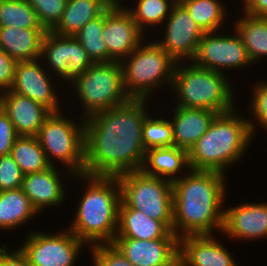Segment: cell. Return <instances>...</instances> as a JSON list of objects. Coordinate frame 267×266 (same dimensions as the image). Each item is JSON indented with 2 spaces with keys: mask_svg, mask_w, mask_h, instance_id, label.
Returning <instances> with one entry per match:
<instances>
[{
  "mask_svg": "<svg viewBox=\"0 0 267 266\" xmlns=\"http://www.w3.org/2000/svg\"><path fill=\"white\" fill-rule=\"evenodd\" d=\"M147 102L131 99L85 118V174L117 177L141 170L143 121L150 112Z\"/></svg>",
  "mask_w": 267,
  "mask_h": 266,
  "instance_id": "1",
  "label": "cell"
},
{
  "mask_svg": "<svg viewBox=\"0 0 267 266\" xmlns=\"http://www.w3.org/2000/svg\"><path fill=\"white\" fill-rule=\"evenodd\" d=\"M226 176L190 169L172 183L173 232L178 238L222 232L228 196Z\"/></svg>",
  "mask_w": 267,
  "mask_h": 266,
  "instance_id": "2",
  "label": "cell"
},
{
  "mask_svg": "<svg viewBox=\"0 0 267 266\" xmlns=\"http://www.w3.org/2000/svg\"><path fill=\"white\" fill-rule=\"evenodd\" d=\"M83 194L68 229L88 247L112 243L118 230L120 185L116 176L75 175Z\"/></svg>",
  "mask_w": 267,
  "mask_h": 266,
  "instance_id": "3",
  "label": "cell"
},
{
  "mask_svg": "<svg viewBox=\"0 0 267 266\" xmlns=\"http://www.w3.org/2000/svg\"><path fill=\"white\" fill-rule=\"evenodd\" d=\"M237 109L217 114L208 130L189 149L188 160L192 170L227 175L226 168L233 167L246 156L254 137L247 117L239 115Z\"/></svg>",
  "mask_w": 267,
  "mask_h": 266,
  "instance_id": "4",
  "label": "cell"
},
{
  "mask_svg": "<svg viewBox=\"0 0 267 266\" xmlns=\"http://www.w3.org/2000/svg\"><path fill=\"white\" fill-rule=\"evenodd\" d=\"M186 63L178 62L174 70L170 90L175 95L174 106L211 110L218 114L237 106L230 74L198 67L191 61Z\"/></svg>",
  "mask_w": 267,
  "mask_h": 266,
  "instance_id": "5",
  "label": "cell"
},
{
  "mask_svg": "<svg viewBox=\"0 0 267 266\" xmlns=\"http://www.w3.org/2000/svg\"><path fill=\"white\" fill-rule=\"evenodd\" d=\"M121 65L124 88L129 97L149 100L159 88L171 89L177 62L155 39L145 38Z\"/></svg>",
  "mask_w": 267,
  "mask_h": 266,
  "instance_id": "6",
  "label": "cell"
},
{
  "mask_svg": "<svg viewBox=\"0 0 267 266\" xmlns=\"http://www.w3.org/2000/svg\"><path fill=\"white\" fill-rule=\"evenodd\" d=\"M65 113V115H64ZM65 111L52 112L39 129L36 138L45 152L48 163L65 168V179L84 174L85 169V119L79 122Z\"/></svg>",
  "mask_w": 267,
  "mask_h": 266,
  "instance_id": "7",
  "label": "cell"
},
{
  "mask_svg": "<svg viewBox=\"0 0 267 266\" xmlns=\"http://www.w3.org/2000/svg\"><path fill=\"white\" fill-rule=\"evenodd\" d=\"M70 85L81 104L84 119L131 100L124 88L121 62L93 63Z\"/></svg>",
  "mask_w": 267,
  "mask_h": 266,
  "instance_id": "8",
  "label": "cell"
},
{
  "mask_svg": "<svg viewBox=\"0 0 267 266\" xmlns=\"http://www.w3.org/2000/svg\"><path fill=\"white\" fill-rule=\"evenodd\" d=\"M120 185L119 208H132L162 221L173 232L172 182L149 176L141 170L117 176Z\"/></svg>",
  "mask_w": 267,
  "mask_h": 266,
  "instance_id": "9",
  "label": "cell"
},
{
  "mask_svg": "<svg viewBox=\"0 0 267 266\" xmlns=\"http://www.w3.org/2000/svg\"><path fill=\"white\" fill-rule=\"evenodd\" d=\"M58 233L29 230L19 248L31 266H75L88 245L68 228ZM28 234V235H27Z\"/></svg>",
  "mask_w": 267,
  "mask_h": 266,
  "instance_id": "10",
  "label": "cell"
},
{
  "mask_svg": "<svg viewBox=\"0 0 267 266\" xmlns=\"http://www.w3.org/2000/svg\"><path fill=\"white\" fill-rule=\"evenodd\" d=\"M47 71L59 78L62 85L72 83L92 64L86 50L74 36L47 31L42 41L41 57Z\"/></svg>",
  "mask_w": 267,
  "mask_h": 266,
  "instance_id": "11",
  "label": "cell"
},
{
  "mask_svg": "<svg viewBox=\"0 0 267 266\" xmlns=\"http://www.w3.org/2000/svg\"><path fill=\"white\" fill-rule=\"evenodd\" d=\"M230 32L232 34L230 35ZM225 32H205L201 38L195 57L191 62L196 66L210 69L222 74L227 70L254 65L250 60L246 48L234 30ZM222 33V34H221ZM225 33V34H224ZM225 69V71H224Z\"/></svg>",
  "mask_w": 267,
  "mask_h": 266,
  "instance_id": "12",
  "label": "cell"
},
{
  "mask_svg": "<svg viewBox=\"0 0 267 266\" xmlns=\"http://www.w3.org/2000/svg\"><path fill=\"white\" fill-rule=\"evenodd\" d=\"M160 30L161 33L164 31V36L155 41L177 63L193 60L198 44L205 33L178 0L172 6L170 14Z\"/></svg>",
  "mask_w": 267,
  "mask_h": 266,
  "instance_id": "13",
  "label": "cell"
},
{
  "mask_svg": "<svg viewBox=\"0 0 267 266\" xmlns=\"http://www.w3.org/2000/svg\"><path fill=\"white\" fill-rule=\"evenodd\" d=\"M146 36L118 0L103 13V40L107 47V62H122Z\"/></svg>",
  "mask_w": 267,
  "mask_h": 266,
  "instance_id": "14",
  "label": "cell"
},
{
  "mask_svg": "<svg viewBox=\"0 0 267 266\" xmlns=\"http://www.w3.org/2000/svg\"><path fill=\"white\" fill-rule=\"evenodd\" d=\"M54 79L59 82V79L50 75L40 58L32 61H17L10 90L45 105L52 112H59L65 110L62 108L65 106L59 100L62 98H59L60 94L56 88L58 84Z\"/></svg>",
  "mask_w": 267,
  "mask_h": 266,
  "instance_id": "15",
  "label": "cell"
},
{
  "mask_svg": "<svg viewBox=\"0 0 267 266\" xmlns=\"http://www.w3.org/2000/svg\"><path fill=\"white\" fill-rule=\"evenodd\" d=\"M112 244L133 266H178L179 239L115 237Z\"/></svg>",
  "mask_w": 267,
  "mask_h": 266,
  "instance_id": "16",
  "label": "cell"
},
{
  "mask_svg": "<svg viewBox=\"0 0 267 266\" xmlns=\"http://www.w3.org/2000/svg\"><path fill=\"white\" fill-rule=\"evenodd\" d=\"M231 241H250L267 238V202H244L224 207L221 234Z\"/></svg>",
  "mask_w": 267,
  "mask_h": 266,
  "instance_id": "17",
  "label": "cell"
},
{
  "mask_svg": "<svg viewBox=\"0 0 267 266\" xmlns=\"http://www.w3.org/2000/svg\"><path fill=\"white\" fill-rule=\"evenodd\" d=\"M226 247L214 234L180 237L178 266H238Z\"/></svg>",
  "mask_w": 267,
  "mask_h": 266,
  "instance_id": "18",
  "label": "cell"
},
{
  "mask_svg": "<svg viewBox=\"0 0 267 266\" xmlns=\"http://www.w3.org/2000/svg\"><path fill=\"white\" fill-rule=\"evenodd\" d=\"M0 107L19 136H36L52 111L45 105L11 90L0 93Z\"/></svg>",
  "mask_w": 267,
  "mask_h": 266,
  "instance_id": "19",
  "label": "cell"
},
{
  "mask_svg": "<svg viewBox=\"0 0 267 266\" xmlns=\"http://www.w3.org/2000/svg\"><path fill=\"white\" fill-rule=\"evenodd\" d=\"M58 167L60 166H50L44 171L25 174L23 177L21 189L39 214L47 207L61 206L68 197Z\"/></svg>",
  "mask_w": 267,
  "mask_h": 266,
  "instance_id": "20",
  "label": "cell"
},
{
  "mask_svg": "<svg viewBox=\"0 0 267 266\" xmlns=\"http://www.w3.org/2000/svg\"><path fill=\"white\" fill-rule=\"evenodd\" d=\"M172 118L174 146L189 151V149L208 130L217 112L204 109L173 106Z\"/></svg>",
  "mask_w": 267,
  "mask_h": 266,
  "instance_id": "21",
  "label": "cell"
},
{
  "mask_svg": "<svg viewBox=\"0 0 267 266\" xmlns=\"http://www.w3.org/2000/svg\"><path fill=\"white\" fill-rule=\"evenodd\" d=\"M190 169L188 151L176 146L146 150L141 166V171L146 175L156 176L172 183L182 176L183 170L186 172Z\"/></svg>",
  "mask_w": 267,
  "mask_h": 266,
  "instance_id": "22",
  "label": "cell"
},
{
  "mask_svg": "<svg viewBox=\"0 0 267 266\" xmlns=\"http://www.w3.org/2000/svg\"><path fill=\"white\" fill-rule=\"evenodd\" d=\"M44 28L0 27V49L16 61H32L41 57Z\"/></svg>",
  "mask_w": 267,
  "mask_h": 266,
  "instance_id": "23",
  "label": "cell"
},
{
  "mask_svg": "<svg viewBox=\"0 0 267 266\" xmlns=\"http://www.w3.org/2000/svg\"><path fill=\"white\" fill-rule=\"evenodd\" d=\"M116 237L139 240L179 239L162 221L132 208H119Z\"/></svg>",
  "mask_w": 267,
  "mask_h": 266,
  "instance_id": "24",
  "label": "cell"
},
{
  "mask_svg": "<svg viewBox=\"0 0 267 266\" xmlns=\"http://www.w3.org/2000/svg\"><path fill=\"white\" fill-rule=\"evenodd\" d=\"M116 0H67L59 23L51 30L74 36L86 23L102 15Z\"/></svg>",
  "mask_w": 267,
  "mask_h": 266,
  "instance_id": "25",
  "label": "cell"
},
{
  "mask_svg": "<svg viewBox=\"0 0 267 266\" xmlns=\"http://www.w3.org/2000/svg\"><path fill=\"white\" fill-rule=\"evenodd\" d=\"M37 215L29 197L21 188L0 191V231L11 232L27 224Z\"/></svg>",
  "mask_w": 267,
  "mask_h": 266,
  "instance_id": "26",
  "label": "cell"
},
{
  "mask_svg": "<svg viewBox=\"0 0 267 266\" xmlns=\"http://www.w3.org/2000/svg\"><path fill=\"white\" fill-rule=\"evenodd\" d=\"M253 64L267 56V19L242 13L233 23Z\"/></svg>",
  "mask_w": 267,
  "mask_h": 266,
  "instance_id": "27",
  "label": "cell"
},
{
  "mask_svg": "<svg viewBox=\"0 0 267 266\" xmlns=\"http://www.w3.org/2000/svg\"><path fill=\"white\" fill-rule=\"evenodd\" d=\"M118 1L131 14L138 28L145 35L149 36L151 33L150 38L154 36L152 35L153 32L155 34L157 32L154 27L160 28L162 26L169 16L172 6L177 2V0H137L138 2H135L134 7H127V4L123 3L122 0Z\"/></svg>",
  "mask_w": 267,
  "mask_h": 266,
  "instance_id": "28",
  "label": "cell"
},
{
  "mask_svg": "<svg viewBox=\"0 0 267 266\" xmlns=\"http://www.w3.org/2000/svg\"><path fill=\"white\" fill-rule=\"evenodd\" d=\"M190 13L204 32L222 31L228 21L226 4L223 0H178Z\"/></svg>",
  "mask_w": 267,
  "mask_h": 266,
  "instance_id": "29",
  "label": "cell"
},
{
  "mask_svg": "<svg viewBox=\"0 0 267 266\" xmlns=\"http://www.w3.org/2000/svg\"><path fill=\"white\" fill-rule=\"evenodd\" d=\"M10 155L24 175L41 172L51 166L36 136H19L13 144Z\"/></svg>",
  "mask_w": 267,
  "mask_h": 266,
  "instance_id": "30",
  "label": "cell"
},
{
  "mask_svg": "<svg viewBox=\"0 0 267 266\" xmlns=\"http://www.w3.org/2000/svg\"><path fill=\"white\" fill-rule=\"evenodd\" d=\"M74 37L93 63H107V47L103 40V14L86 23Z\"/></svg>",
  "mask_w": 267,
  "mask_h": 266,
  "instance_id": "31",
  "label": "cell"
},
{
  "mask_svg": "<svg viewBox=\"0 0 267 266\" xmlns=\"http://www.w3.org/2000/svg\"><path fill=\"white\" fill-rule=\"evenodd\" d=\"M43 28L27 0H0V27Z\"/></svg>",
  "mask_w": 267,
  "mask_h": 266,
  "instance_id": "32",
  "label": "cell"
},
{
  "mask_svg": "<svg viewBox=\"0 0 267 266\" xmlns=\"http://www.w3.org/2000/svg\"><path fill=\"white\" fill-rule=\"evenodd\" d=\"M154 114L150 112L143 121L142 137L145 151L151 148L174 146L173 126L169 117L157 116L156 112Z\"/></svg>",
  "mask_w": 267,
  "mask_h": 266,
  "instance_id": "33",
  "label": "cell"
},
{
  "mask_svg": "<svg viewBox=\"0 0 267 266\" xmlns=\"http://www.w3.org/2000/svg\"><path fill=\"white\" fill-rule=\"evenodd\" d=\"M252 88L250 101H248L249 106H247L249 107L248 113L250 111V117L252 118L247 117V119L251 133L254 137L258 132V126L265 131L267 130V80L256 81V84L253 85Z\"/></svg>",
  "mask_w": 267,
  "mask_h": 266,
  "instance_id": "34",
  "label": "cell"
},
{
  "mask_svg": "<svg viewBox=\"0 0 267 266\" xmlns=\"http://www.w3.org/2000/svg\"><path fill=\"white\" fill-rule=\"evenodd\" d=\"M36 12L40 25L51 31L61 20L67 0H27Z\"/></svg>",
  "mask_w": 267,
  "mask_h": 266,
  "instance_id": "35",
  "label": "cell"
},
{
  "mask_svg": "<svg viewBox=\"0 0 267 266\" xmlns=\"http://www.w3.org/2000/svg\"><path fill=\"white\" fill-rule=\"evenodd\" d=\"M93 266H133L112 244H97L87 247Z\"/></svg>",
  "mask_w": 267,
  "mask_h": 266,
  "instance_id": "36",
  "label": "cell"
},
{
  "mask_svg": "<svg viewBox=\"0 0 267 266\" xmlns=\"http://www.w3.org/2000/svg\"><path fill=\"white\" fill-rule=\"evenodd\" d=\"M23 177L24 174L10 154L0 156V191L21 188Z\"/></svg>",
  "mask_w": 267,
  "mask_h": 266,
  "instance_id": "37",
  "label": "cell"
},
{
  "mask_svg": "<svg viewBox=\"0 0 267 266\" xmlns=\"http://www.w3.org/2000/svg\"><path fill=\"white\" fill-rule=\"evenodd\" d=\"M19 137L9 117L0 107V156L11 152L15 140Z\"/></svg>",
  "mask_w": 267,
  "mask_h": 266,
  "instance_id": "38",
  "label": "cell"
},
{
  "mask_svg": "<svg viewBox=\"0 0 267 266\" xmlns=\"http://www.w3.org/2000/svg\"><path fill=\"white\" fill-rule=\"evenodd\" d=\"M17 61L0 49V93L12 88Z\"/></svg>",
  "mask_w": 267,
  "mask_h": 266,
  "instance_id": "39",
  "label": "cell"
},
{
  "mask_svg": "<svg viewBox=\"0 0 267 266\" xmlns=\"http://www.w3.org/2000/svg\"><path fill=\"white\" fill-rule=\"evenodd\" d=\"M244 13L267 19V0H242Z\"/></svg>",
  "mask_w": 267,
  "mask_h": 266,
  "instance_id": "40",
  "label": "cell"
},
{
  "mask_svg": "<svg viewBox=\"0 0 267 266\" xmlns=\"http://www.w3.org/2000/svg\"><path fill=\"white\" fill-rule=\"evenodd\" d=\"M13 251L7 248V266H31L27 257L18 248Z\"/></svg>",
  "mask_w": 267,
  "mask_h": 266,
  "instance_id": "41",
  "label": "cell"
},
{
  "mask_svg": "<svg viewBox=\"0 0 267 266\" xmlns=\"http://www.w3.org/2000/svg\"><path fill=\"white\" fill-rule=\"evenodd\" d=\"M0 266H7V247L6 243L0 246Z\"/></svg>",
  "mask_w": 267,
  "mask_h": 266,
  "instance_id": "42",
  "label": "cell"
}]
</instances>
